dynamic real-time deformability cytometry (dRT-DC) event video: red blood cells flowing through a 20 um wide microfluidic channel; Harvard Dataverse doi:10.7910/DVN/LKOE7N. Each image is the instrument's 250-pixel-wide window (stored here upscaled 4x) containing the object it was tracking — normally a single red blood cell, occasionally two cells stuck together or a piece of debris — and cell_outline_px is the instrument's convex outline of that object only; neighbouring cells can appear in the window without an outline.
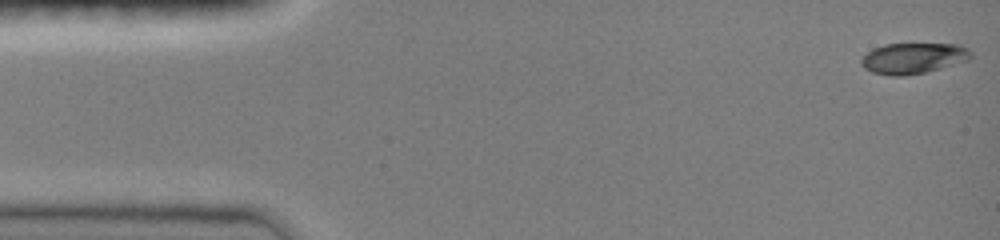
{"species": "common noctule bat (a hibernating species)", "species_latin": "Nyctalus noctula", "temperature_condition": "room temperature", "stored_images_in_passage": 11, "camera_frame_rate_fps": 3000, "um_per_image_px": 0.085, "animal": {"sex": "female", "body_mass_g": 19.0, "forearm_length_mm": 51.5}, "frame": {"image": 1, "passage_image": 1, "time_ms": 0.0, "image_size_px": [1000, 240], "cell_outline_px": [[972, 56], [968, 60], [940, 68], [924, 72], [904, 76], [892, 76], [872, 72], [864, 68], [860, 64], [860, 60], [872, 48], [884, 44], [956, 44], [968, 48], [972, 52]], "centroid_in_image_um": [77.6, 4.94], "position_along_channel_um": 7.4, "area_um2": 19.65}}
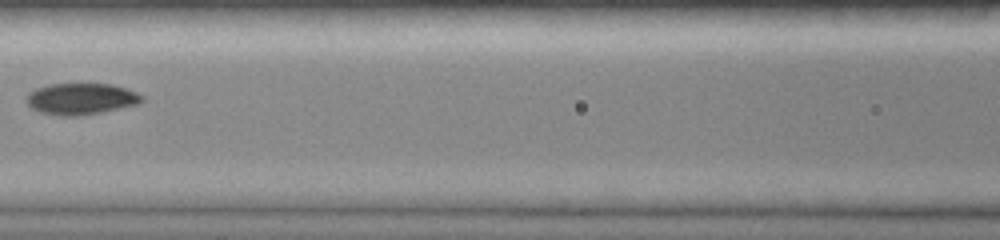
{"frame": {"image": 2, "passage_image": 7, "time_ms": 2.0, "image_size_px": [1000, 240], "cell_outline_px": [[144, 100], [140, 104], [80, 116], [60, 116], [40, 112], [32, 108], [24, 100], [28, 92], [36, 88], [48, 84], [112, 84], [136, 92], [144, 96]], "centroid_in_image_um": [6.87, 8.4], "position_along_channel_um": 159.7, "area_um2": 21.27}}
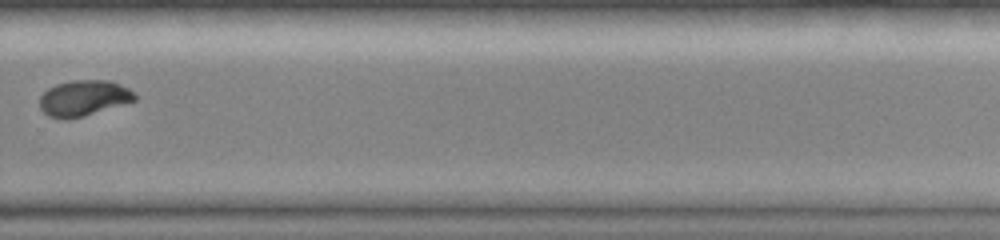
{"frame": {"image": 3, "passage_image": 11, "time_ms": 3.333, "image_size_px": [1000, 240], "cell_outline_px": [[136, 100], [84, 116], [68, 120], [48, 116], [40, 108], [40, 96], [48, 88], [56, 84], [72, 80], [108, 80], [120, 84], [128, 88], [136, 96]], "centroid_in_image_um": [7.09, 8.34], "position_along_channel_um": 322.7, "area_um2": 19.77}}